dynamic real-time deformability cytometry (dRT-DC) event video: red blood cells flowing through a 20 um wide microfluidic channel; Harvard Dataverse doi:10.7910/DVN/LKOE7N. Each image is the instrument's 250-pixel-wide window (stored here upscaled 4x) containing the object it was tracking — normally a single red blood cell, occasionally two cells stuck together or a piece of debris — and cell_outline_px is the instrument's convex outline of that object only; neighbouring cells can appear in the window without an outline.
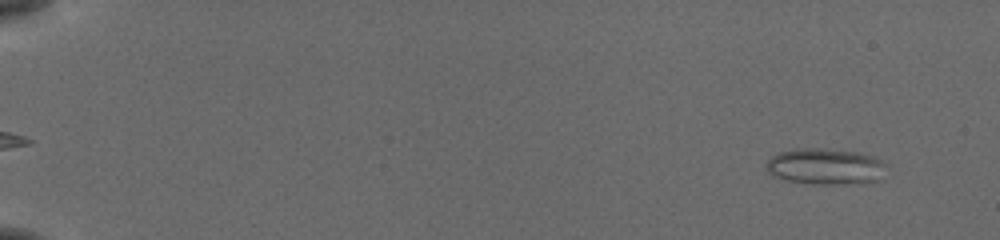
{"species": "common noctule bat (a hibernating species)", "species_latin": "Nyctalus noctula", "temperature_condition": "cold", "stored_images_in_passage": 55, "camera_frame_rate_fps": 3000, "um_per_image_px": 0.085, "animal": {"sex": "female", "body_mass_g": 19.5, "forearm_length_mm": 54.1}, "frame": {"image": 1, "passage_image": 4, "time_ms": 1.0, "image_size_px": [1000, 240], "cell_outline_px": [[884, 164], [876, 180], [840, 184], [812, 184], [784, 180], [772, 176], [768, 172], [764, 164], [772, 156], [780, 152], [796, 148], [820, 148], [856, 152], [872, 156], [880, 160]], "centroid_in_image_um": [70.01, 14.14], "position_along_channel_um": 15.0, "area_um2": 24.85}}
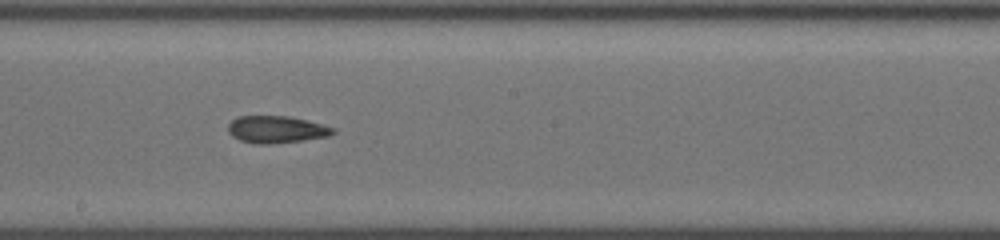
{"frame": {"image": 2, "passage_image": 33, "time_ms": 10.667, "image_size_px": [1000, 240], "cell_outline_px": [[336, 132], [328, 136], [304, 140], [268, 144], [256, 144], [240, 140], [232, 136], [228, 132], [228, 124], [232, 120], [240, 116], [288, 116], [336, 128]], "centroid_in_image_um": [23.48, 11.01], "position_along_channel_um": 224.7, "area_um2": 16.47}}
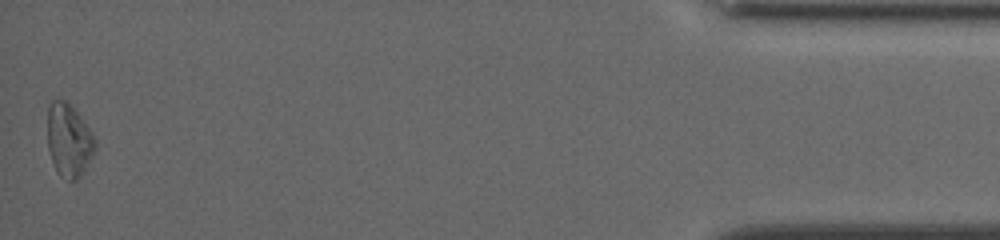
{"frame": {"image": 3, "passage_image": 55, "time_ms": 18.0, "image_size_px": [1000, 240], "cell_outline_px": [[96, 144], [92, 156], [80, 176], [76, 180], [68, 180], [60, 176], [56, 172], [48, 148], [48, 104], [52, 100], [64, 100], [76, 108], [92, 132], [96, 140]], "centroid_in_image_um": [5.85, 11.89], "position_along_channel_um": 429.3, "area_um2": 20.4}, "authors_computed_cell_mechanics": {"area_um2": 18.207, "velocity_mm_per_s": 3.825, "shape_relaxation_time_tau1_ms": null, "shape_relaxation_time_tau2_ms": 3.2963, "deformation_change_tau1": null, "deformation_change_tau2": 0.1084}}